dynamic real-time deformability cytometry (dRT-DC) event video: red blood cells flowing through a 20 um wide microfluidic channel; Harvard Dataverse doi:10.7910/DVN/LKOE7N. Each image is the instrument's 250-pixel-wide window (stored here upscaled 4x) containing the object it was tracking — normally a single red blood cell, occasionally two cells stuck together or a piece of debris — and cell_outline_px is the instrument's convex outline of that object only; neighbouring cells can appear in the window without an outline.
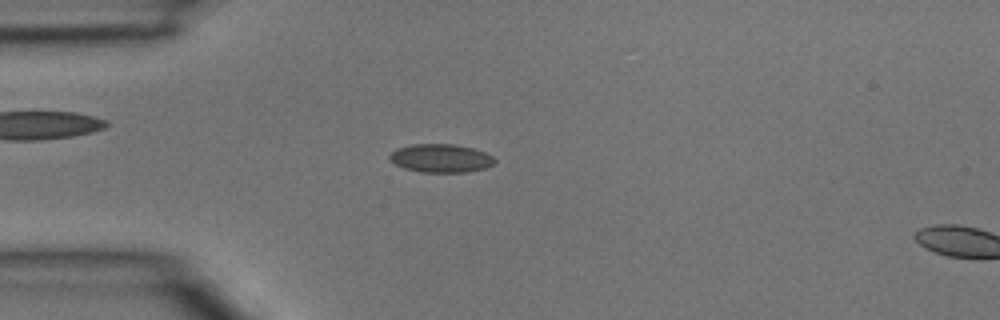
{"species": "common noctule bat (a hibernating species)", "species_latin": "Nyctalus noctula", "temperature_condition": "room temperature", "stored_images_in_passage": 3, "camera_frame_rate_fps": 3000, "um_per_image_px": 0.085, "animal": {"sex": "male", "body_mass_g": 15.6}, "frame": {"image": 1, "passage_image": 1, "time_ms": 0.0, "image_size_px": [1000, 320], "cell_outline_px": [[496, 160], [492, 164], [484, 168], [468, 172], [424, 172], [404, 168], [396, 164], [388, 156], [396, 148], [412, 144], [456, 144], [472, 148], [484, 152], [492, 156]], "centroid_in_image_um": [37.47, 13.44], "position_along_channel_um": 47.5, "area_um2": 17.22}}